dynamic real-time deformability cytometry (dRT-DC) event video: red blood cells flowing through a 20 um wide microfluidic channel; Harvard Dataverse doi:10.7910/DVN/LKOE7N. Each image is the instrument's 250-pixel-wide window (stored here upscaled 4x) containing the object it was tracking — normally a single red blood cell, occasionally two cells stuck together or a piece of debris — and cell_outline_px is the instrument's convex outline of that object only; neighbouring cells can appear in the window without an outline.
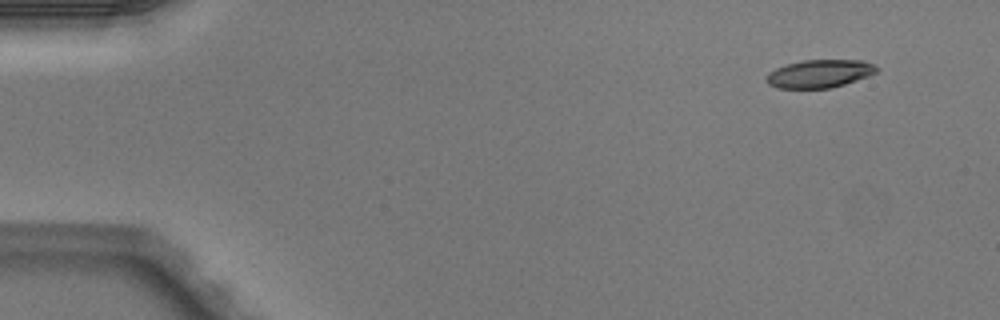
{"species": "Egyptian fruit bat (a non-hibernating species)", "species_latin": "Rousettus aegyptiacus", "temperature_condition": "warm", "stored_images_in_passage": 4, "camera_frame_rate_fps": 3000, "um_per_image_px": 0.085, "animal": {"sex": "male"}, "frame": {"image": 1, "passage_image": 1, "time_ms": 0.0, "image_size_px": [1000, 320], "cell_outline_px": [[880, 68], [876, 72], [868, 76], [832, 88], [776, 88], [768, 84], [768, 72], [784, 64], [804, 60], [864, 60], [876, 64]], "centroid_in_image_um": [69.7, 6.25], "position_along_channel_um": 15.3, "area_um2": 18.09}}
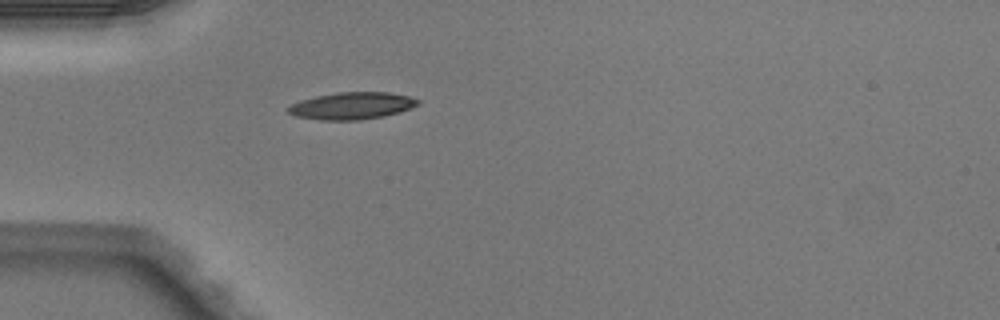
{"frame": {"image": 2, "passage_image": 4, "time_ms": 1.0, "image_size_px": [1000, 320], "cell_outline_px": [[420, 104], [412, 108], [400, 112], [384, 116], [360, 120], [320, 120], [296, 116], [288, 112], [284, 108], [300, 100], [316, 96], [340, 92], [388, 92], [408, 96], [420, 100]], "centroid_in_image_um": [29.92, 8.99], "position_along_channel_um": 55.1, "area_um2": 20.58}}